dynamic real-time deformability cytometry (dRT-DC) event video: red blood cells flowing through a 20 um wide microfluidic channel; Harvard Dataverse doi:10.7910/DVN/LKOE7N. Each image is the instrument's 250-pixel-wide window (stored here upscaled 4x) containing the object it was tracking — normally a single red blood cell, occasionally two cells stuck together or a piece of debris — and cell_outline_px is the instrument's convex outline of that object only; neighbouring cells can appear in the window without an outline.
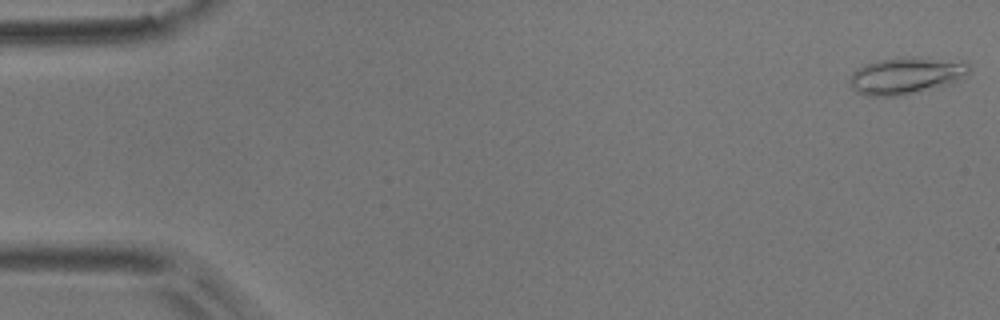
{"species": "common noctule bat (a hibernating species)", "species_latin": "Nyctalus noctula", "temperature_condition": "room temperature", "stored_images_in_passage": 5, "camera_frame_rate_fps": 3000, "um_per_image_px": 0.085, "animal": {"sex": "male", "body_mass_g": 17.9}, "frame": {"image": 1, "passage_image": 1, "time_ms": 0.0, "image_size_px": [1000, 320], "cell_outline_px": [[972, 68], [968, 76], [952, 84], [896, 96], [868, 96], [856, 92], [852, 88], [848, 80], [852, 72], [856, 68], [880, 60], [900, 56], [912, 56], [968, 60]], "centroid_in_image_um": [77.11, 6.39], "position_along_channel_um": 7.9, "area_um2": 26.47}}
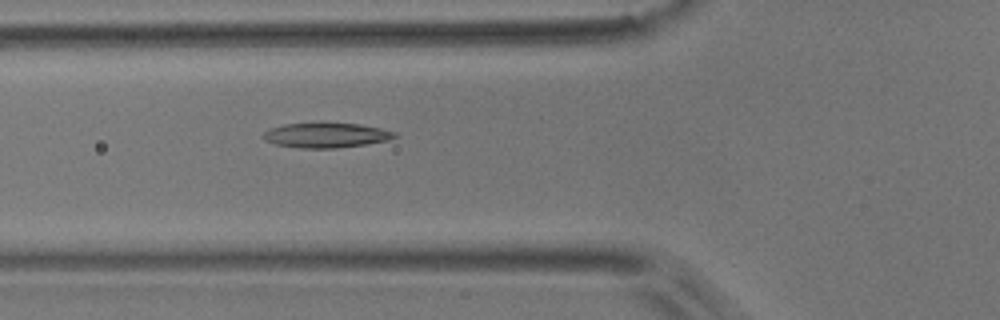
{"frame": {"image": 2, "passage_image": 5, "time_ms": 1.333, "image_size_px": [1000, 320], "cell_outline_px": [[396, 136], [388, 140], [364, 144], [336, 148], [300, 148], [276, 144], [264, 140], [264, 132], [268, 128], [284, 124], [320, 120], [360, 124], [380, 128], [396, 132]], "centroid_in_image_um": [27.68, 11.44], "position_along_channel_um": 98.1, "area_um2": 19.71}}